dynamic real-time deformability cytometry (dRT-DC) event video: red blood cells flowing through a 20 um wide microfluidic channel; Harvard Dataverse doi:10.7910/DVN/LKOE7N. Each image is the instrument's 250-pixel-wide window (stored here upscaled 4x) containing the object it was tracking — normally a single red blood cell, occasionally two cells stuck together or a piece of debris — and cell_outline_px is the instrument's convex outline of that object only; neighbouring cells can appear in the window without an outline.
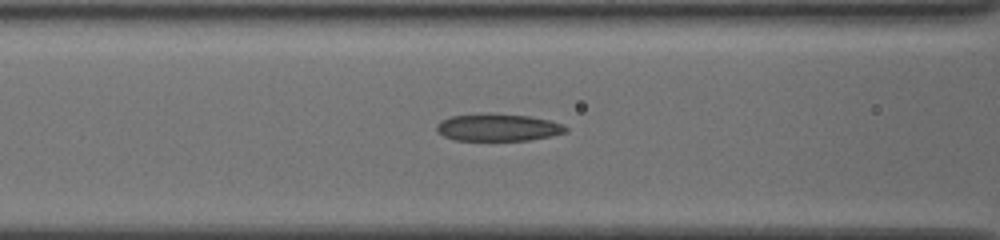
{"species": "common noctule bat (a hibernating species)", "species_latin": "Nyctalus noctula", "temperature_condition": "cold", "stored_images_in_passage": 51, "camera_frame_rate_fps": 3000, "um_per_image_px": 0.085, "animal": {"sex": "female", "body_mass_g": 19.5, "forearm_length_mm": 54.1}, "frame": {"image": 1, "passage_image": 26, "time_ms": 8.333, "image_size_px": [1000, 240], "cell_outline_px": [[568, 132], [552, 136], [528, 140], [456, 140], [444, 136], [436, 128], [436, 124], [440, 120], [452, 116], [488, 112], [528, 116], [548, 120], [564, 124], [568, 128]], "centroid_in_image_um": [42.35, 10.82], "position_along_channel_um": 124.2, "area_um2": 20.69}}
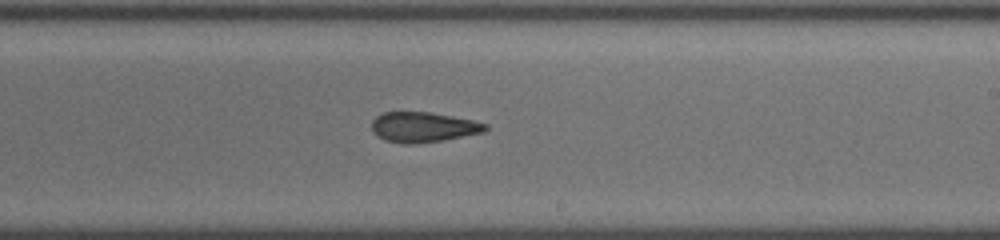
{"frame": {"image": 2, "passage_image": 36, "time_ms": 11.667, "image_size_px": [1000, 240], "cell_outline_px": [[488, 128], [484, 132], [444, 140], [416, 144], [400, 144], [384, 140], [376, 136], [372, 132], [372, 120], [376, 116], [384, 112], [428, 112], [452, 116], [472, 120], [488, 124]], "centroid_in_image_um": [35.94, 10.82], "position_along_channel_um": 253.1, "area_um2": 20.17}}
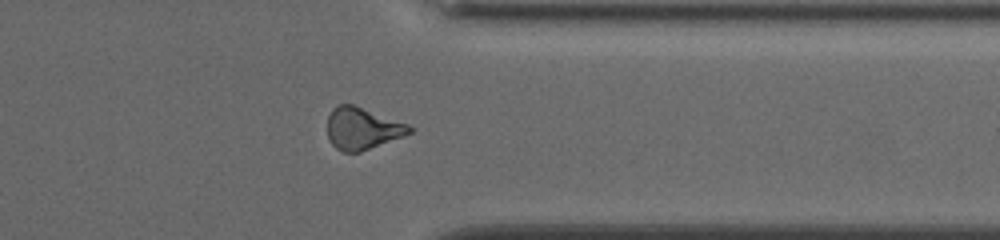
{"frame": {"image": 3, "passage_image": 46, "time_ms": 15.0, "image_size_px": [1000, 240], "cell_outline_px": [[412, 132], [360, 152], [344, 152], [336, 148], [332, 144], [328, 136], [328, 116], [332, 108], [340, 104], [352, 104], [408, 124], [412, 128]], "centroid_in_image_um": [30.76, 10.91], "position_along_channel_um": 380.6, "area_um2": 19.71}}